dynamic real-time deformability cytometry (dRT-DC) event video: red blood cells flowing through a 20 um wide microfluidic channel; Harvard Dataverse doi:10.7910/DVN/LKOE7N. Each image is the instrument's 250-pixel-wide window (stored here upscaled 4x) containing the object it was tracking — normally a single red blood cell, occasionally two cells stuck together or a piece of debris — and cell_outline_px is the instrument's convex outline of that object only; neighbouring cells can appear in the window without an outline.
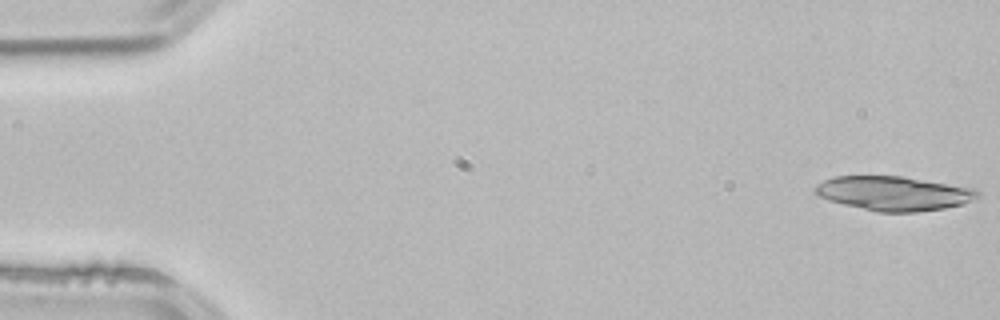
{"species": "common noctule bat (a hibernating species)", "species_latin": "Nyctalus noctula", "temperature_condition": "room temperature", "stored_images_in_passage": 4, "camera_frame_rate_fps": 3000, "um_per_image_px": 0.085, "animal": {"sex": "male", "body_mass_g": 21.5, "forearm_length_mm": 52.0}, "frame": {"image": 1, "passage_image": 1, "time_ms": 0.0, "image_size_px": [1000, 320], "cell_outline_px": [[980, 196], [964, 204], [944, 208], [916, 212], [876, 212], [828, 200], [812, 192], [812, 188], [816, 184], [824, 180], [836, 176], [904, 176], [972, 188], [980, 192]], "centroid_in_image_um": [75.94, 16.43], "position_along_channel_um": 9.1, "area_um2": 32.54}}